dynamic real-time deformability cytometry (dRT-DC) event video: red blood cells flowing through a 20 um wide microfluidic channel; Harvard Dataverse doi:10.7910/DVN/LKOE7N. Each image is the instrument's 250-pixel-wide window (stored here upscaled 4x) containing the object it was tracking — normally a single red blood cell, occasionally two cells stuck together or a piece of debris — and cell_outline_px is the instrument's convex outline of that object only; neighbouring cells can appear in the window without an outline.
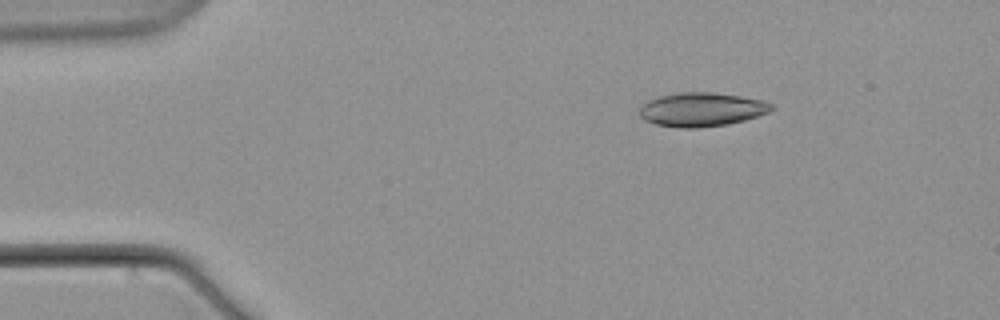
{"species": "common noctule bat (a hibernating species)", "species_latin": "Nyctalus noctula", "temperature_condition": "warm", "stored_images_in_passage": 6, "camera_frame_rate_fps": 3000, "um_per_image_px": 0.085, "animal": {"sex": "male", "body_mass_g": 21.5, "forearm_length_mm": 52.0}, "frame": {"image": 1, "passage_image": 3, "time_ms": 3.333, "image_size_px": [1000, 320], "cell_outline_px": [[776, 108], [768, 112], [744, 120], [728, 124], [696, 128], [680, 128], [656, 124], [644, 120], [640, 116], [640, 108], [648, 100], [660, 96], [676, 92], [712, 92], [740, 96], [764, 100], [772, 104]], "centroid_in_image_um": [59.65, 9.3], "position_along_channel_um": 25.4, "area_um2": 26.07}}
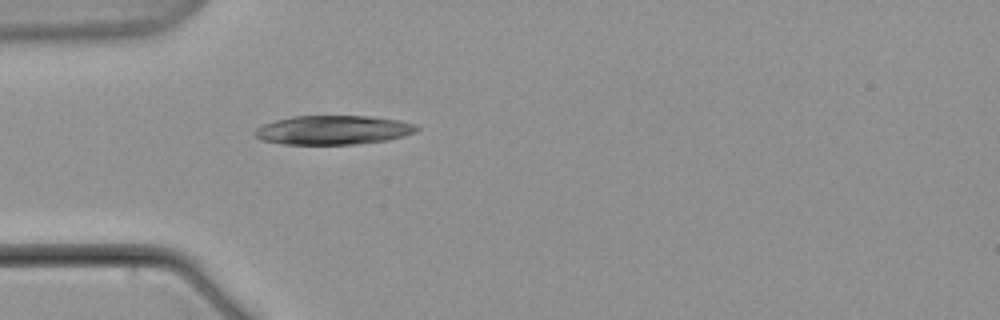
{"frame": {"image": 2, "passage_image": 6, "time_ms": 6.667, "image_size_px": [1000, 320], "cell_outline_px": [[420, 128], [416, 132], [404, 136], [388, 140], [356, 144], [284, 144], [260, 140], [252, 132], [256, 128], [264, 124], [276, 120], [292, 116], [368, 116], [400, 120], [416, 124]], "centroid_in_image_um": [28.34, 11.05], "position_along_channel_um": 56.7, "area_um2": 27.57}}